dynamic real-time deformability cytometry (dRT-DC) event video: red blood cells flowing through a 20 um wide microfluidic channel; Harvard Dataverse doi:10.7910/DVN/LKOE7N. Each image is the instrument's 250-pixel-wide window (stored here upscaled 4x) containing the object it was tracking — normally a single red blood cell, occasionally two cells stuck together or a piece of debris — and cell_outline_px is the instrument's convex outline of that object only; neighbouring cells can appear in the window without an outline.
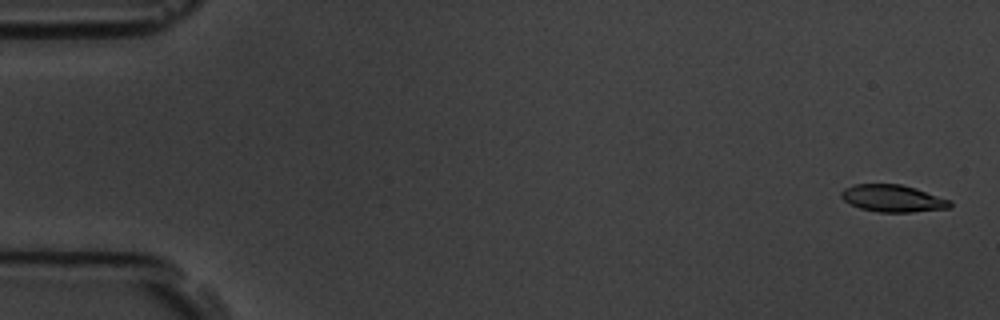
{"species": "common noctule bat (a hibernating species)", "species_latin": "Nyctalus noctula", "temperature_condition": "room temperature", "stored_images_in_passage": 5, "camera_frame_rate_fps": 3000, "um_per_image_px": 0.085, "animal": {"sex": "male", "body_mass_g": 19.5, "forearm_length_mm": 54.6}, "frame": {"image": 1, "passage_image": 1, "time_ms": 0.0, "image_size_px": [1000, 320], "cell_outline_px": [[952, 204], [948, 208], [912, 212], [880, 212], [860, 208], [844, 200], [840, 196], [840, 192], [844, 188], [856, 184], [900, 184], [916, 188], [952, 200]], "centroid_in_image_um": [75.9, 16.85], "position_along_channel_um": 9.1, "area_um2": 17.17}}
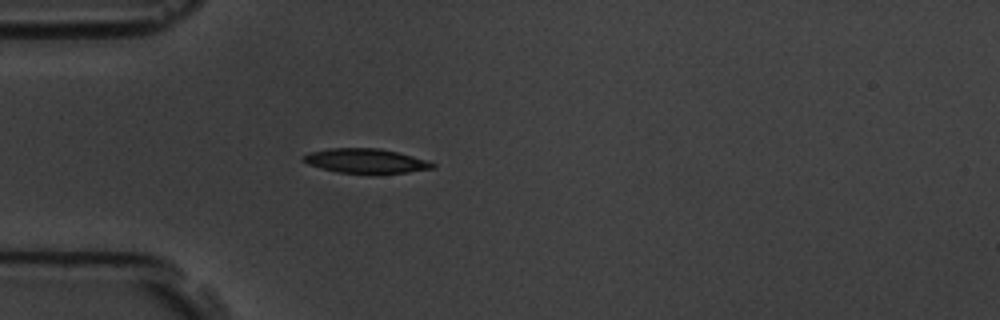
{"frame": {"image": 2, "passage_image": 5, "time_ms": 4.667, "image_size_px": [1000, 320], "cell_outline_px": [[436, 168], [408, 172], [340, 172], [308, 164], [300, 160], [300, 156], [308, 152], [328, 148], [380, 148], [428, 160], [436, 164]], "centroid_in_image_um": [31.06, 13.65], "position_along_channel_um": 53.9, "area_um2": 18.15}}